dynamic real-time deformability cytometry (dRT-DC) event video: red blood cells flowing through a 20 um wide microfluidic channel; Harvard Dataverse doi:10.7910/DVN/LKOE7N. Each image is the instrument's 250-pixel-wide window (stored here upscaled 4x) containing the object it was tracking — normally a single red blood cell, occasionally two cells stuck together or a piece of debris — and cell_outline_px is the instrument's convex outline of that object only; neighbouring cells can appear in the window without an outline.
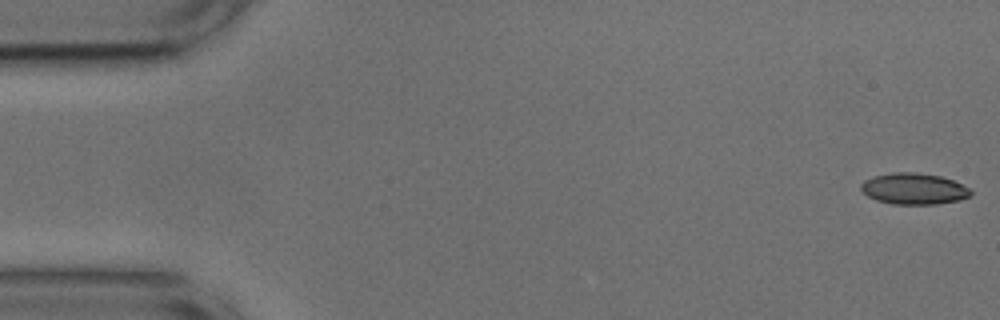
{"species": "common noctule bat (a hibernating species)", "species_latin": "Nyctalus noctula", "temperature_condition": "cold", "stored_images_in_passage": 10, "camera_frame_rate_fps": 3000, "um_per_image_px": 0.085, "animal": {"sex": "male", "body_mass_g": 17.9, "forearm_length_mm": 54.2}, "frame": {"image": 1, "passage_image": 1, "time_ms": 0.0, "image_size_px": [1000, 320], "cell_outline_px": [[972, 192], [968, 196], [960, 200], [936, 204], [892, 204], [876, 200], [868, 196], [860, 188], [860, 184], [864, 180], [872, 176], [892, 172], [916, 172], [940, 176], [952, 180], [968, 188]], "centroid_in_image_um": [77.63, 16.04], "position_along_channel_um": 7.4, "area_um2": 19.94}}